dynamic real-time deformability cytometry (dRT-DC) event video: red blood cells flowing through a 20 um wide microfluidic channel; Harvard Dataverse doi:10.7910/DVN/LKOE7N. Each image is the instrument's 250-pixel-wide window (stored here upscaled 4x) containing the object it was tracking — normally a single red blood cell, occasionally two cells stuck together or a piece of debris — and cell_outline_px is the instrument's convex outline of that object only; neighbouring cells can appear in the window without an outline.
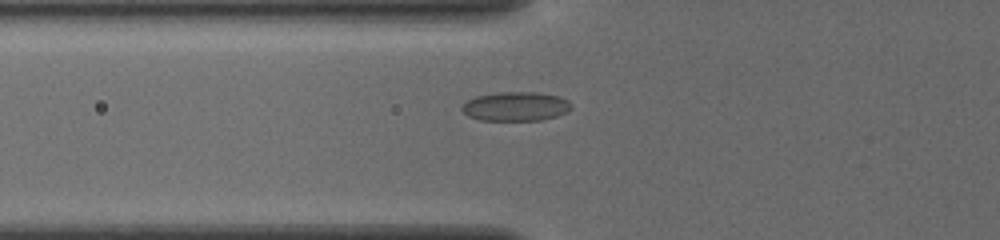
{"species": "common noctule bat (a hibernating species)", "species_latin": "Nyctalus noctula", "temperature_condition": "cold", "stored_images_in_passage": 44, "camera_frame_rate_fps": 3000, "um_per_image_px": 0.085, "animal": {"sex": "female", "body_mass_g": 19.5, "forearm_length_mm": 54.1}, "frame": {"image": 1, "passage_image": 13, "time_ms": 4.0, "image_size_px": [1000, 240], "cell_outline_px": [[572, 108], [568, 112], [556, 116], [540, 120], [480, 120], [468, 116], [460, 108], [468, 100], [476, 96], [500, 92], [536, 92], [560, 96], [568, 100], [572, 104]], "centroid_in_image_um": [43.87, 9.04], "position_along_channel_um": 81.9, "area_um2": 18.61}}
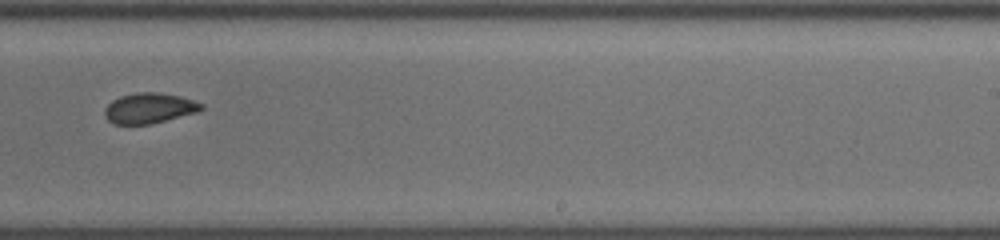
{"frame": {"image": 2, "passage_image": 28, "time_ms": 9.0, "image_size_px": [1000, 240], "cell_outline_px": [[204, 108], [196, 112], [148, 124], [112, 124], [104, 116], [104, 108], [112, 100], [120, 96], [136, 92], [160, 92], [180, 96], [204, 104]], "centroid_in_image_um": [12.64, 9.18], "position_along_channel_um": 276.4, "area_um2": 17.05}}
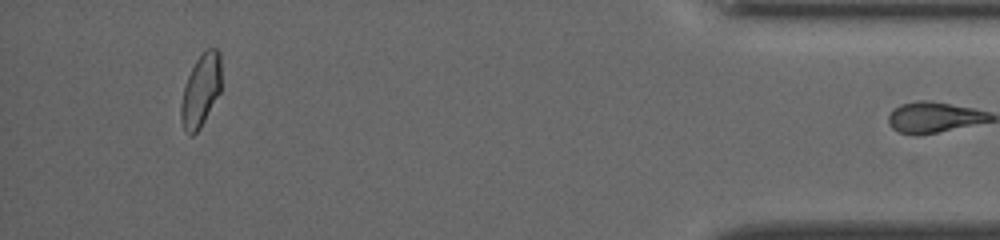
{"frame": {"image": 3, "passage_image": 43, "time_ms": 14.0, "image_size_px": [1000, 240], "cell_outline_px": [[220, 92], [200, 128], [192, 136], [188, 136], [184, 132], [180, 120], [180, 104], [184, 84], [196, 60], [204, 48], [216, 48], [220, 52]], "centroid_in_image_um": [17.03, 7.7], "position_along_channel_um": 418.2, "area_um2": 17.28}}